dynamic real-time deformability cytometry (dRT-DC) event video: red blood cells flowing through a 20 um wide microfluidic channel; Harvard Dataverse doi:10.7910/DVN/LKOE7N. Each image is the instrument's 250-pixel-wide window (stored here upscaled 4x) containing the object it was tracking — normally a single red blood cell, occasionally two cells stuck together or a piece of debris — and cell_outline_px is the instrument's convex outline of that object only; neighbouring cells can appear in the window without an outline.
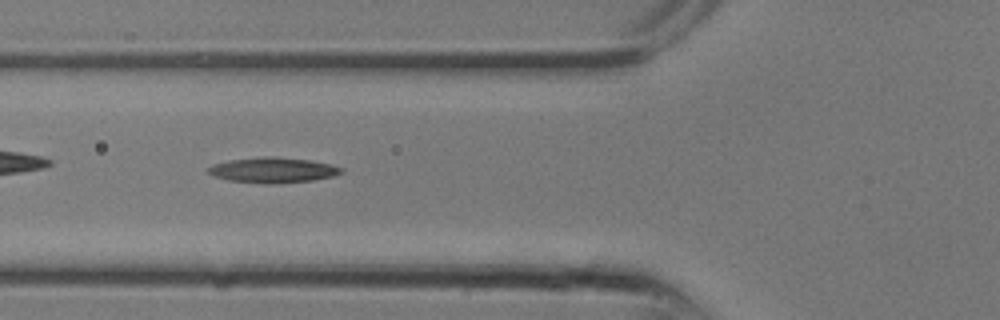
{"species": "common noctule bat (a hibernating species)", "species_latin": "Nyctalus noctula", "temperature_condition": "room temperature", "stored_images_in_passage": 6, "camera_frame_rate_fps": 3000, "um_per_image_px": 0.085, "animal": {"sex": "male", "body_mass_g": 13.3}, "frame": {"image": 1, "passage_image": 3, "time_ms": 0.667, "image_size_px": [1000, 320], "cell_outline_px": [[344, 172], [332, 176], [312, 180], [228, 180], [216, 176], [208, 172], [208, 168], [212, 164], [228, 160], [264, 156], [272, 156], [312, 160], [332, 164], [344, 168]], "centroid_in_image_um": [23.25, 14.38], "position_along_channel_um": 102.5, "area_um2": 18.44}}
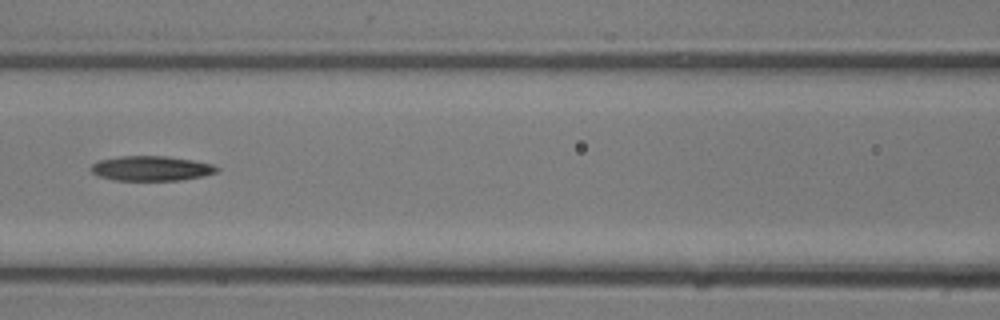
{"frame": {"image": 2, "passage_image": 5, "time_ms": 1.333, "image_size_px": [1000, 320], "cell_outline_px": [[220, 168], [216, 172], [204, 176], [180, 180], [112, 180], [96, 176], [88, 168], [92, 164], [100, 160], [120, 156], [168, 156], [192, 160], [212, 164]], "centroid_in_image_um": [12.82, 14.31], "position_along_channel_um": 153.8, "area_um2": 18.32}}